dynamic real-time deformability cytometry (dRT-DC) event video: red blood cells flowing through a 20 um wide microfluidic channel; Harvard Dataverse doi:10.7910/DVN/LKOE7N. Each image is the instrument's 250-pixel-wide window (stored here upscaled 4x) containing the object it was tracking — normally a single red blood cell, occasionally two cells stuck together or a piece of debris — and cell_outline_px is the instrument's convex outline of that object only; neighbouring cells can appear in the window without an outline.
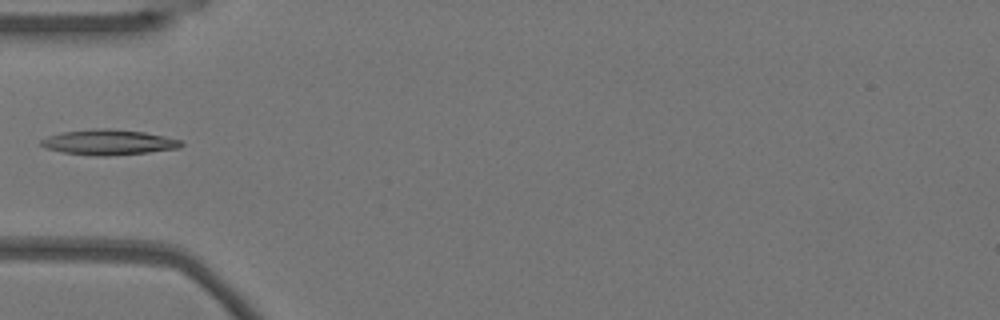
{"species": "Egyptian fruit bat (a non-hibernating species)", "species_latin": "Rousettus aegyptiacus", "temperature_condition": "warm", "stored_images_in_passage": 36, "camera_frame_rate_fps": 3000, "um_per_image_px": 0.085, "animal": {"sex": "female"}, "frame": {"image": 1, "passage_image": 1, "time_ms": 0.0, "image_size_px": [1000, 320], "cell_outline_px": [[184, 144], [180, 148], [148, 152], [104, 156], [96, 156], [64, 152], [48, 148], [40, 144], [40, 140], [48, 136], [60, 132], [96, 128], [108, 128], [144, 132], [164, 136], [180, 140]], "centroid_in_image_um": [9.24, 12.08], "position_along_channel_um": 75.8, "area_um2": 20.52}}
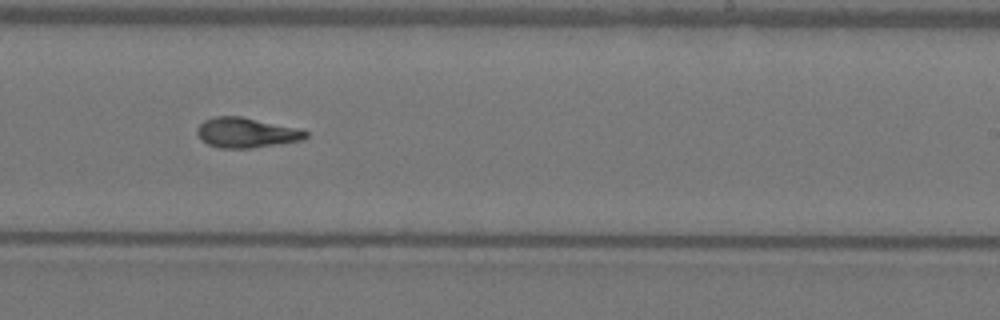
{"frame": {"image": 2, "passage_image": 16, "time_ms": 5.0, "image_size_px": [1000, 320], "cell_outline_px": [[308, 136], [304, 140], [252, 148], [220, 148], [208, 144], [196, 132], [196, 128], [204, 120], [216, 116], [240, 116], [304, 128], [308, 132]], "centroid_in_image_um": [21.02, 11.26], "position_along_channel_um": 268.0, "area_um2": 19.25}}
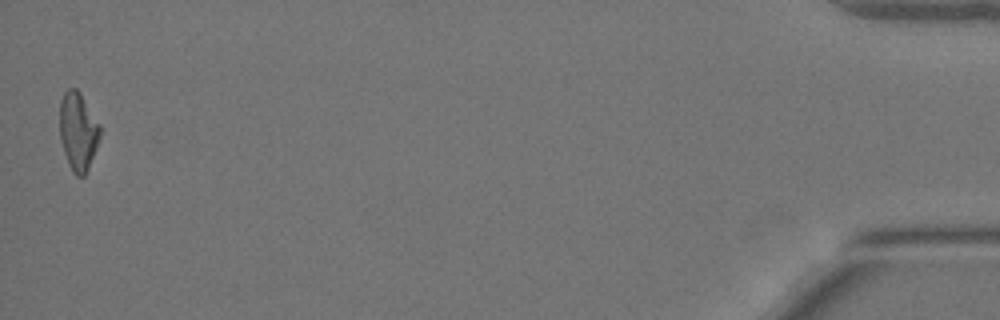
{"frame": {"image": 3, "passage_image": 36, "time_ms": 11.667, "image_size_px": [1000, 320], "cell_outline_px": [[100, 136], [96, 148], [88, 168], [84, 176], [76, 176], [72, 172], [68, 164], [60, 140], [60, 100], [64, 92], [68, 88], [76, 88], [80, 92], [100, 124]], "centroid_in_image_um": [6.63, 11.15], "position_along_channel_um": 428.6, "area_um2": 18.38}}